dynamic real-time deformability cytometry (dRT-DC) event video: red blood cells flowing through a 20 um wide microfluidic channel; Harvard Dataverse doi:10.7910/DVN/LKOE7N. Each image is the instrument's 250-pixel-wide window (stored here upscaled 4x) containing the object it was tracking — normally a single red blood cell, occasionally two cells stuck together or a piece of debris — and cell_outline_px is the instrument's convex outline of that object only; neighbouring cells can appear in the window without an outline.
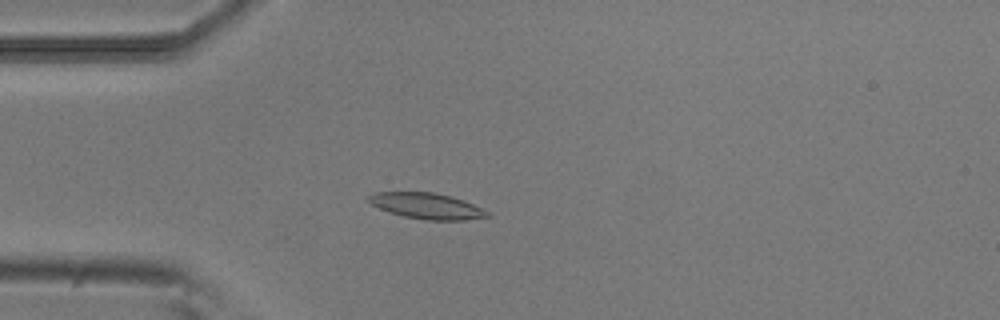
{"species": "common noctule bat (a hibernating species)", "species_latin": "Nyctalus noctula", "temperature_condition": "room temperature", "stored_images_in_passage": 46, "camera_frame_rate_fps": 3000, "um_per_image_px": 0.085, "animal": {"sex": "male", "body_mass_g": 20.5, "forearm_length_mm": 52.5}, "frame": {"image": 1, "passage_image": 7, "time_ms": 2.0, "image_size_px": [1000, 320], "cell_outline_px": [[492, 216], [464, 220], [428, 220], [404, 216], [380, 208], [372, 204], [368, 200], [368, 196], [376, 192], [436, 192], [452, 196], [464, 200], [488, 212]], "centroid_in_image_um": [36.31, 17.49], "position_along_channel_um": 48.7, "area_um2": 17.69}}
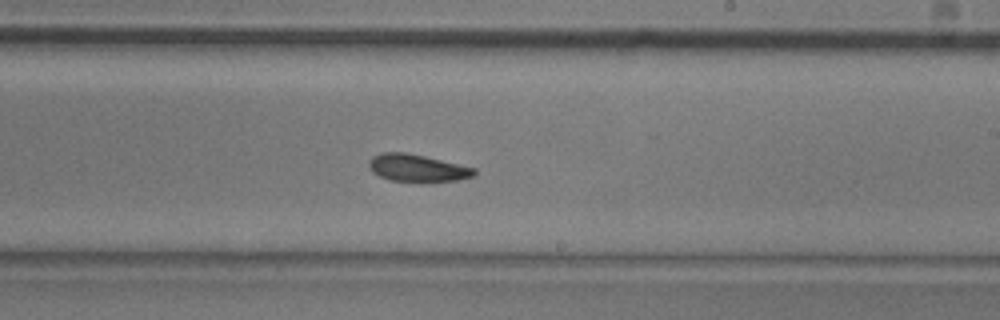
{"frame": {"image": 2, "passage_image": 24, "time_ms": 7.667, "image_size_px": [1000, 320], "cell_outline_px": [[476, 176], [456, 180], [388, 180], [372, 172], [368, 164], [372, 156], [380, 152], [404, 152], [424, 156], [476, 168]], "centroid_in_image_um": [35.45, 14.25], "position_along_channel_um": 253.5, "area_um2": 16.36}}
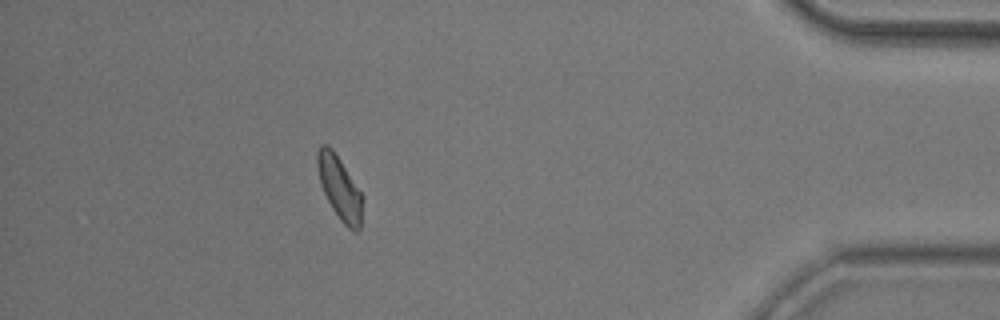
{"frame": {"image": 3, "passage_image": 40, "time_ms": 13.0, "image_size_px": [1000, 320], "cell_outline_px": [[364, 196], [360, 228], [356, 232], [352, 232], [340, 220], [332, 208], [320, 184], [316, 164], [316, 152], [320, 144], [328, 144], [332, 148]], "centroid_in_image_um": [28.87, 15.97], "position_along_channel_um": 406.3, "area_um2": 16.88}, "authors_computed_cell_mechanics": {"area_um2": 16.8776, "velocity_mm_per_s": 3.8101, "shape_relaxation_time_tau1_ms": 2.8705, "shape_relaxation_time_tau2_ms": 10.4262, "deformation_change_tau1": 0.082, "deformation_change_tau2": 0.1946}}